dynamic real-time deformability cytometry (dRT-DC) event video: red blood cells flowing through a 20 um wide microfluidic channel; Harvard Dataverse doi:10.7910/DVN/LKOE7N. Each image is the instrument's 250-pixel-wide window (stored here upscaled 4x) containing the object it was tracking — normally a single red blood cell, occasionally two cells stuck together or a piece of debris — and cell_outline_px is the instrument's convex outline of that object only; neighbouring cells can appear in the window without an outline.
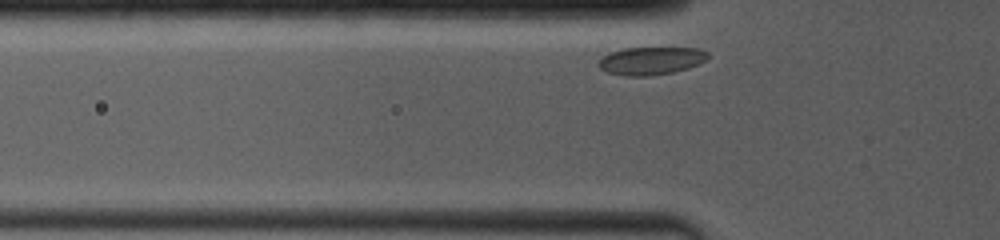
{"species": "common noctule bat (a hibernating species)", "species_latin": "Nyctalus noctula", "temperature_condition": "room temperature", "stored_images_in_passage": 12, "camera_frame_rate_fps": 4000, "um_per_image_px": 0.085, "animal": {"sex": "female", "body_mass_g": 19.0, "forearm_length_mm": 53.3}, "frame": {"image": 1, "passage_image": 2, "time_ms": 0.25, "image_size_px": [1000, 240], "cell_outline_px": [[708, 60], [688, 68], [672, 72], [648, 76], [628, 76], [608, 72], [600, 68], [596, 64], [608, 52], [624, 48], [700, 48], [708, 52]], "centroid_in_image_um": [55.35, 5.16], "position_along_channel_um": 70.5, "area_um2": 17.74}}
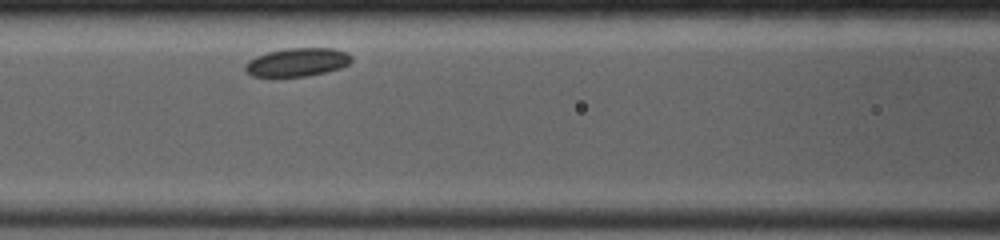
{"frame": {"image": 2, "passage_image": 8, "time_ms": 2.25, "image_size_px": [1000, 240], "cell_outline_px": [[352, 60], [348, 64], [340, 68], [324, 72], [304, 76], [252, 76], [244, 68], [244, 64], [248, 60], [256, 56], [268, 52], [284, 48], [332, 48], [348, 52], [352, 56]], "centroid_in_image_um": [25.27, 5.27], "position_along_channel_um": 141.3, "area_um2": 17.51}}
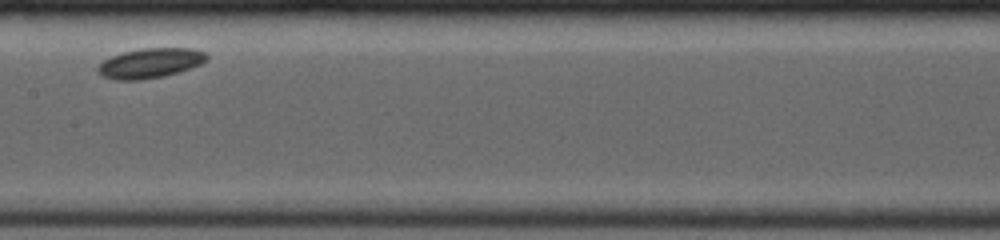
{"frame": {"image": 3, "passage_image": 11, "time_ms": 3.75, "image_size_px": [1000, 240], "cell_outline_px": [[208, 60], [200, 64], [164, 76], [140, 80], [116, 80], [104, 76], [96, 68], [104, 60], [112, 56], [124, 52], [140, 48], [192, 48], [204, 52], [208, 56]], "centroid_in_image_um": [12.78, 5.35], "position_along_channel_um": 194.6, "area_um2": 18.67}}